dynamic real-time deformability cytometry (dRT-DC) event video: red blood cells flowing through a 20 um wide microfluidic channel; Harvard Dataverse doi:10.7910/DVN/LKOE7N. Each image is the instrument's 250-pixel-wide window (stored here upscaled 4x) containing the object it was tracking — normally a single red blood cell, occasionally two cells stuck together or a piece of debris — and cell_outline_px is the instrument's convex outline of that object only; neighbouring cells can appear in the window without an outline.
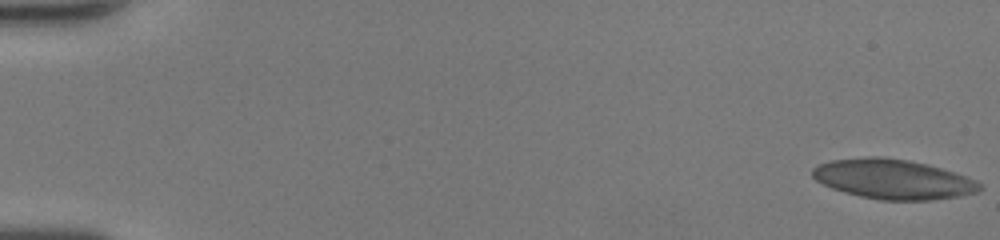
{"species": "human", "species_latin": "Homo sapiens", "temperature_condition": "room temperature", "stored_images_in_passage": 50, "camera_frame_rate_fps": 3000, "um_per_image_px": 0.085, "donor": {"sex": "female"}, "frame": {"image": 1, "passage_image": 1, "time_ms": 0.0, "image_size_px": [1000, 240], "cell_outline_px": [[984, 188], [980, 192], [960, 196], [932, 200], [880, 200], [860, 196], [844, 192], [832, 188], [816, 180], [812, 176], [812, 168], [820, 164], [832, 160], [868, 156], [880, 156], [908, 160], [928, 164], [976, 180]], "centroid_in_image_um": [75.93, 15.23], "position_along_channel_um": 9.1, "area_um2": 38.73}}
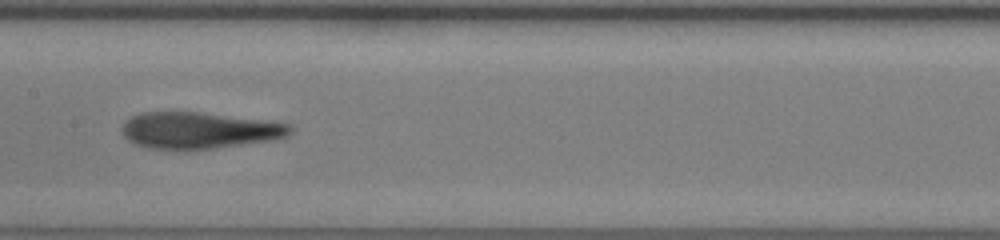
{"frame": {"image": 2, "passage_image": 27, "time_ms": 8.667, "image_size_px": [1000, 240], "cell_outline_px": [[292, 132], [288, 136], [276, 140], [212, 148], [148, 148], [132, 144], [120, 132], [120, 128], [124, 120], [140, 112], [200, 112], [264, 120], [292, 124]], "centroid_in_image_um": [16.91, 11.07], "position_along_channel_um": 190.5, "area_um2": 35.84}}
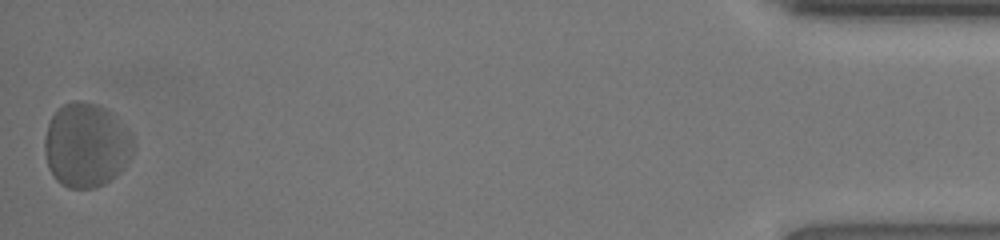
{"frame": {"image": 3, "passage_image": 50, "time_ms": 16.333, "image_size_px": [1000, 240], "cell_outline_px": [[136, 144], [132, 156], [116, 176], [104, 184], [96, 188], [68, 188], [60, 184], [52, 176], [48, 168], [44, 152], [44, 140], [48, 124], [56, 108], [72, 100], [80, 100], [96, 104], [108, 108], [116, 116], [132, 136]], "centroid_in_image_um": [7.33, 12.33], "position_along_channel_um": 427.9, "area_um2": 44.27}, "authors_computed_cell_mechanics": {"area_um2": 37.1365, "velocity_mm_per_s": 4.2157, "shape_relaxation_time_tau1_ms": 4.0408, "shape_relaxation_time_tau2_ms": 1.8212, "deformation_change_tau1": 0.123, "deformation_change_tau2": 0.108}}